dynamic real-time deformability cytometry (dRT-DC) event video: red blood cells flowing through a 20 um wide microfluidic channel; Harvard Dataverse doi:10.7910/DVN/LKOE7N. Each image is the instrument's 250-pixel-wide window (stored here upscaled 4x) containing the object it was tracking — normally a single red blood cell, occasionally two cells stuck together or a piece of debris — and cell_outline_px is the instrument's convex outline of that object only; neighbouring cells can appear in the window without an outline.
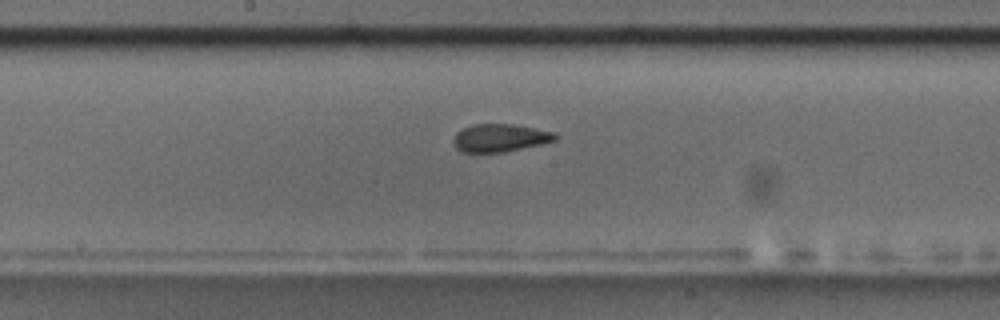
{"species": "common noctule bat (a hibernating species)", "species_latin": "Nyctalus noctula", "temperature_condition": "room temperature", "stored_images_in_passage": 10, "camera_frame_rate_fps": 3000, "um_per_image_px": 0.085, "animal": {"sex": "male", "body_mass_g": 17.5, "forearm_length_mm": 52.3}, "frame": {"image": 1, "passage_image": 10, "time_ms": 11.0, "image_size_px": [1000, 320], "cell_outline_px": [[560, 136], [556, 140], [540, 144], [504, 152], [464, 152], [456, 148], [452, 144], [452, 140], [456, 132], [472, 124], [512, 124], [556, 132]], "centroid_in_image_um": [42.5, 11.71], "position_along_channel_um": 205.7, "area_um2": 16.59}}